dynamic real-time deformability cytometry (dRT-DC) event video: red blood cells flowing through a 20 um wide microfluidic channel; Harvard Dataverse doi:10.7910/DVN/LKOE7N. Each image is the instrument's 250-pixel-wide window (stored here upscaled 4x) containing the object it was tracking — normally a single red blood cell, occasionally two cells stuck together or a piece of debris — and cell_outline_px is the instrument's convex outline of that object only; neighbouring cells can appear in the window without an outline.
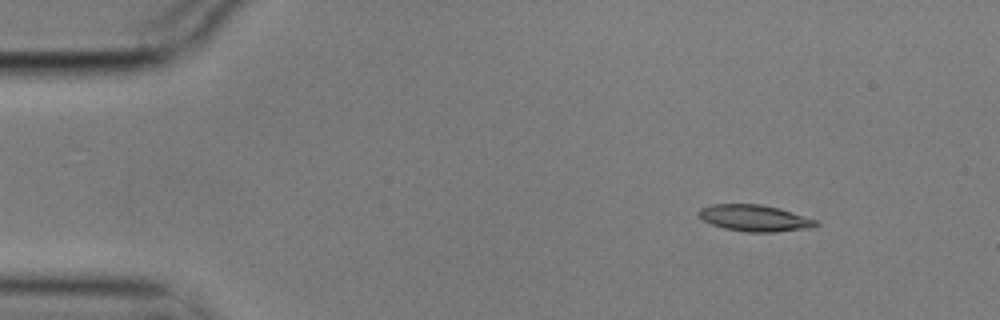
{"species": "common noctule bat (a hibernating species)", "species_latin": "Nyctalus noctula", "temperature_condition": "cold", "stored_images_in_passage": 8, "camera_frame_rate_fps": 3000, "um_per_image_px": 0.085, "animal": {"sex": "male", "body_mass_g": 17.9}, "frame": {"image": 1, "passage_image": 1, "time_ms": 0.0, "image_size_px": [1000, 320], "cell_outline_px": [[820, 224], [816, 228], [776, 232], [748, 232], [724, 228], [712, 224], [704, 220], [696, 212], [700, 208], [712, 204], [760, 204], [780, 208], [816, 220]], "centroid_in_image_um": [64.19, 18.54], "position_along_channel_um": 20.8, "area_um2": 18.21}}
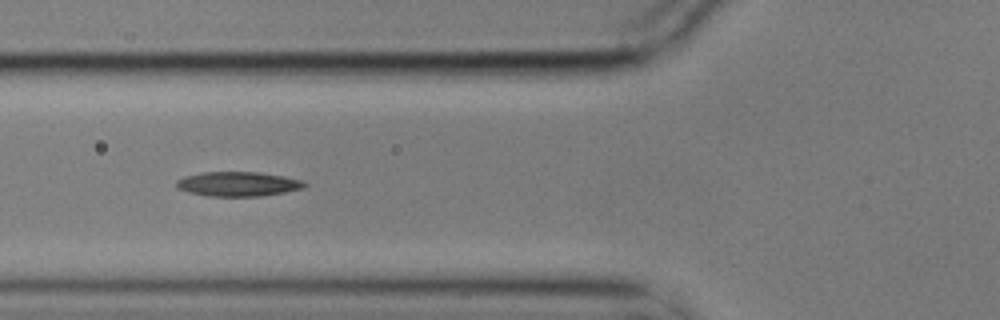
{"frame": {"image": 2, "passage_image": 5, "time_ms": 1.333, "image_size_px": [1000, 320], "cell_outline_px": [[308, 184], [304, 188], [284, 192], [260, 196], [208, 196], [188, 192], [176, 188], [176, 180], [184, 176], [204, 172], [260, 172], [284, 176], [304, 180]], "centroid_in_image_um": [20.24, 15.63], "position_along_channel_um": 105.6, "area_um2": 18.44}}
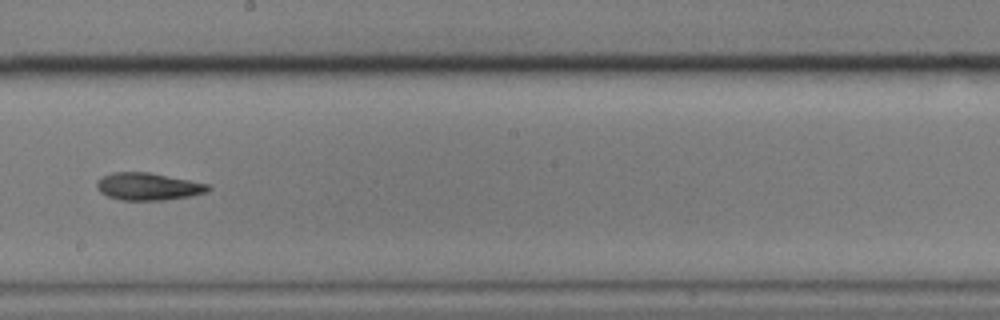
{"frame": {"image": 3, "passage_image": 8, "time_ms": 2.333, "image_size_px": [1000, 320], "cell_outline_px": [[212, 188], [208, 192], [188, 196], [164, 200], [120, 200], [108, 196], [100, 192], [96, 188], [96, 180], [100, 176], [112, 172], [148, 172], [212, 184]], "centroid_in_image_um": [12.59, 15.84], "position_along_channel_um": 235.6, "area_um2": 18.03}}